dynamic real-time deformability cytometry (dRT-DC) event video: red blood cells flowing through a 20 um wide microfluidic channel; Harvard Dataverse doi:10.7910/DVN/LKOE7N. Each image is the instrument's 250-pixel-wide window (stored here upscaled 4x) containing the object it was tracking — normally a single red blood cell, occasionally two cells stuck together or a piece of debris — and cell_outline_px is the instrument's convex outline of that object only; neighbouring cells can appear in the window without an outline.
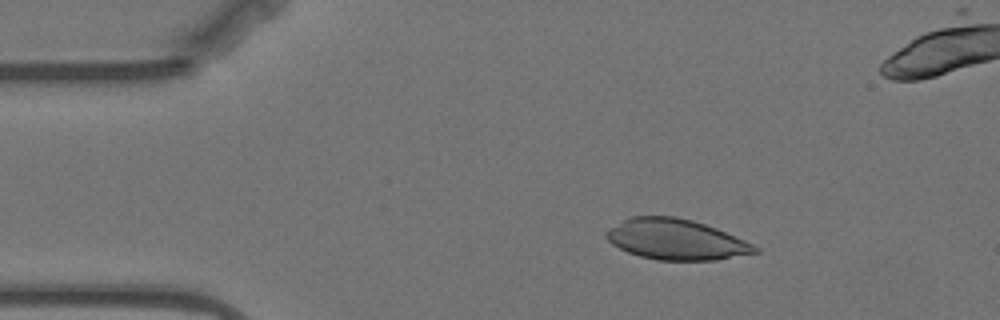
{"species": "Egyptian fruit bat (a non-hibernating species)", "species_latin": "Rousettus aegyptiacus", "temperature_condition": "warm", "stored_images_in_passage": 44, "camera_frame_rate_fps": 3000, "um_per_image_px": 0.085, "animal": {"sex": "female"}, "frame": {"image": 1, "passage_image": 1, "time_ms": 0.0, "image_size_px": [1000, 320], "cell_outline_px": [[760, 252], [716, 260], [656, 260], [640, 256], [628, 252], [612, 244], [608, 240], [604, 232], [608, 228], [632, 216], [676, 216], [692, 220], [716, 228], [744, 240], [760, 248]], "centroid_in_image_um": [57.45, 20.35], "position_along_channel_um": 27.5, "area_um2": 35.03}}
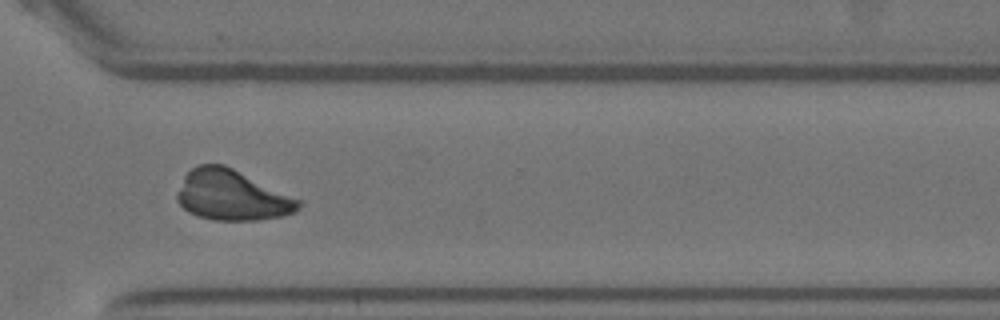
{"frame": {"image": 2, "passage_image": 33, "time_ms": 10.667, "image_size_px": [1000, 320], "cell_outline_px": [[304, 204], [296, 212], [284, 216], [260, 220], [212, 220], [188, 212], [176, 200], [176, 192], [184, 176], [192, 168], [200, 164], [224, 164], [304, 200]], "centroid_in_image_um": [19.77, 16.6], "position_along_channel_um": 350.8, "area_um2": 36.18}}
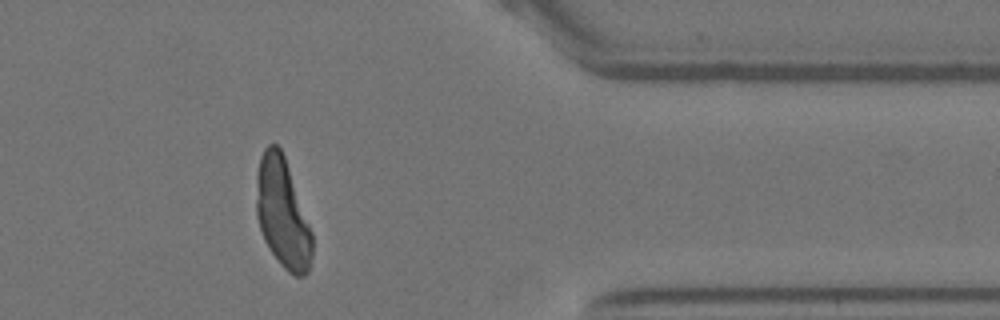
{"frame": {"image": 3, "passage_image": 38, "time_ms": 12.333, "image_size_px": [1000, 320], "cell_outline_px": [[312, 256], [308, 272], [304, 276], [296, 276], [288, 272], [280, 264], [264, 240], [256, 216], [256, 172], [260, 156], [264, 148], [268, 144], [276, 144], [280, 148], [284, 156], [312, 232]], "centroid_in_image_um": [23.99, 18.12], "position_along_channel_um": 387.4, "area_um2": 35.6}}